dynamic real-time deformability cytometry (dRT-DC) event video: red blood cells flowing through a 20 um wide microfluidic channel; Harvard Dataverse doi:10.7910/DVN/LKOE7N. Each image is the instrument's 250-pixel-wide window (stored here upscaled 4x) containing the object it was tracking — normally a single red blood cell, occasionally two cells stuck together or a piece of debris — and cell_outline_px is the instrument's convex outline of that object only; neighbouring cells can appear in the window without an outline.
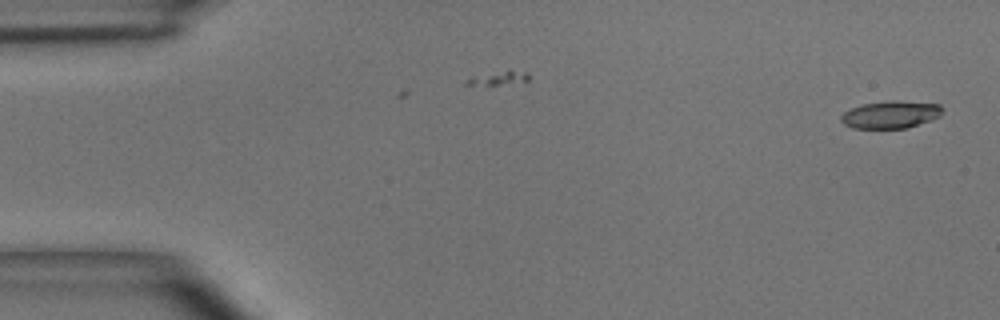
{"species": "common noctule bat (a hibernating species)", "species_latin": "Nyctalus noctula", "temperature_condition": "room temperature", "stored_images_in_passage": 4, "camera_frame_rate_fps": 3000, "um_per_image_px": 0.085, "animal": {"sex": "male", "body_mass_g": 15.6}, "frame": {"image": 1, "passage_image": 1, "time_ms": 0.0, "image_size_px": [1000, 320], "cell_outline_px": [[944, 108], [940, 116], [932, 120], [904, 128], [852, 128], [844, 124], [840, 120], [840, 116], [844, 112], [852, 108], [864, 104], [888, 100], [896, 100], [940, 104]], "centroid_in_image_um": [75.72, 9.73], "position_along_channel_um": 9.3, "area_um2": 16.24}}